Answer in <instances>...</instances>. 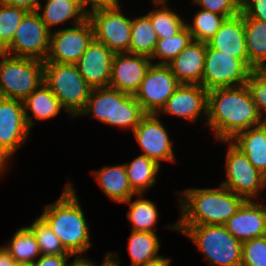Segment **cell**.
Returning <instances> with one entry per match:
<instances>
[{"mask_svg": "<svg viewBox=\"0 0 266 266\" xmlns=\"http://www.w3.org/2000/svg\"><path fill=\"white\" fill-rule=\"evenodd\" d=\"M8 159L5 157V155L0 151V177L3 174L4 170L8 168L9 165Z\"/></svg>", "mask_w": 266, "mask_h": 266, "instance_id": "c3c4849f", "label": "cell"}, {"mask_svg": "<svg viewBox=\"0 0 266 266\" xmlns=\"http://www.w3.org/2000/svg\"><path fill=\"white\" fill-rule=\"evenodd\" d=\"M77 1L80 7L88 15L95 10L114 7L118 5L121 0H77ZM88 5L90 6L89 8Z\"/></svg>", "mask_w": 266, "mask_h": 266, "instance_id": "60d3db41", "label": "cell"}, {"mask_svg": "<svg viewBox=\"0 0 266 266\" xmlns=\"http://www.w3.org/2000/svg\"><path fill=\"white\" fill-rule=\"evenodd\" d=\"M192 40V35L187 26L174 36L158 38L156 49L151 57L152 63L157 58L159 61L154 64L168 65Z\"/></svg>", "mask_w": 266, "mask_h": 266, "instance_id": "d6a6232c", "label": "cell"}, {"mask_svg": "<svg viewBox=\"0 0 266 266\" xmlns=\"http://www.w3.org/2000/svg\"><path fill=\"white\" fill-rule=\"evenodd\" d=\"M0 3L12 6L21 7L26 9L28 12H35L40 4L39 0H0Z\"/></svg>", "mask_w": 266, "mask_h": 266, "instance_id": "7bdbcfd3", "label": "cell"}, {"mask_svg": "<svg viewBox=\"0 0 266 266\" xmlns=\"http://www.w3.org/2000/svg\"><path fill=\"white\" fill-rule=\"evenodd\" d=\"M93 175L102 192L112 201L124 203L136 195L129 184L124 164L105 166L96 170Z\"/></svg>", "mask_w": 266, "mask_h": 266, "instance_id": "603a6c76", "label": "cell"}, {"mask_svg": "<svg viewBox=\"0 0 266 266\" xmlns=\"http://www.w3.org/2000/svg\"><path fill=\"white\" fill-rule=\"evenodd\" d=\"M207 44L213 49L242 60L249 67L242 12L234 17L226 18Z\"/></svg>", "mask_w": 266, "mask_h": 266, "instance_id": "ffe728a7", "label": "cell"}, {"mask_svg": "<svg viewBox=\"0 0 266 266\" xmlns=\"http://www.w3.org/2000/svg\"><path fill=\"white\" fill-rule=\"evenodd\" d=\"M206 43L192 40L168 66L180 84L202 85Z\"/></svg>", "mask_w": 266, "mask_h": 266, "instance_id": "44dd1931", "label": "cell"}, {"mask_svg": "<svg viewBox=\"0 0 266 266\" xmlns=\"http://www.w3.org/2000/svg\"><path fill=\"white\" fill-rule=\"evenodd\" d=\"M43 82L71 118L77 117L84 109L92 90V87L79 73L76 64L44 61Z\"/></svg>", "mask_w": 266, "mask_h": 266, "instance_id": "8992f818", "label": "cell"}, {"mask_svg": "<svg viewBox=\"0 0 266 266\" xmlns=\"http://www.w3.org/2000/svg\"><path fill=\"white\" fill-rule=\"evenodd\" d=\"M17 266H32V265L17 264Z\"/></svg>", "mask_w": 266, "mask_h": 266, "instance_id": "f907efd6", "label": "cell"}, {"mask_svg": "<svg viewBox=\"0 0 266 266\" xmlns=\"http://www.w3.org/2000/svg\"><path fill=\"white\" fill-rule=\"evenodd\" d=\"M208 92L202 85L180 84L168 98L158 116L163 112V114L183 117L192 122H196V119L204 116L206 121Z\"/></svg>", "mask_w": 266, "mask_h": 266, "instance_id": "e0dca14e", "label": "cell"}, {"mask_svg": "<svg viewBox=\"0 0 266 266\" xmlns=\"http://www.w3.org/2000/svg\"><path fill=\"white\" fill-rule=\"evenodd\" d=\"M28 227L36 237L41 255H71L65 250L60 239L40 216Z\"/></svg>", "mask_w": 266, "mask_h": 266, "instance_id": "e575fe53", "label": "cell"}, {"mask_svg": "<svg viewBox=\"0 0 266 266\" xmlns=\"http://www.w3.org/2000/svg\"><path fill=\"white\" fill-rule=\"evenodd\" d=\"M114 255V256H113ZM113 252H107L103 263L100 266H120L121 260L117 259V256ZM94 266H97L94 262Z\"/></svg>", "mask_w": 266, "mask_h": 266, "instance_id": "bcb514c9", "label": "cell"}, {"mask_svg": "<svg viewBox=\"0 0 266 266\" xmlns=\"http://www.w3.org/2000/svg\"><path fill=\"white\" fill-rule=\"evenodd\" d=\"M88 20L93 27L94 39L114 53H129L132 19L124 16L121 4L92 11Z\"/></svg>", "mask_w": 266, "mask_h": 266, "instance_id": "9c48e42d", "label": "cell"}, {"mask_svg": "<svg viewBox=\"0 0 266 266\" xmlns=\"http://www.w3.org/2000/svg\"><path fill=\"white\" fill-rule=\"evenodd\" d=\"M201 9L231 18L241 12V0H193Z\"/></svg>", "mask_w": 266, "mask_h": 266, "instance_id": "f35d334b", "label": "cell"}, {"mask_svg": "<svg viewBox=\"0 0 266 266\" xmlns=\"http://www.w3.org/2000/svg\"><path fill=\"white\" fill-rule=\"evenodd\" d=\"M158 37L149 17L145 14L132 20L129 53L152 57Z\"/></svg>", "mask_w": 266, "mask_h": 266, "instance_id": "4dcf8cb0", "label": "cell"}, {"mask_svg": "<svg viewBox=\"0 0 266 266\" xmlns=\"http://www.w3.org/2000/svg\"><path fill=\"white\" fill-rule=\"evenodd\" d=\"M143 154L159 165L160 161H175L173 143L158 114H146L133 131Z\"/></svg>", "mask_w": 266, "mask_h": 266, "instance_id": "9a60e30c", "label": "cell"}, {"mask_svg": "<svg viewBox=\"0 0 266 266\" xmlns=\"http://www.w3.org/2000/svg\"><path fill=\"white\" fill-rule=\"evenodd\" d=\"M128 240L127 249L131 259L130 266H140L160 257L158 254L160 241L156 232L131 230Z\"/></svg>", "mask_w": 266, "mask_h": 266, "instance_id": "83f0119b", "label": "cell"}, {"mask_svg": "<svg viewBox=\"0 0 266 266\" xmlns=\"http://www.w3.org/2000/svg\"><path fill=\"white\" fill-rule=\"evenodd\" d=\"M171 259L170 258H166L164 256H160L152 261H148L143 265L140 266H170L171 265Z\"/></svg>", "mask_w": 266, "mask_h": 266, "instance_id": "7dc6e473", "label": "cell"}, {"mask_svg": "<svg viewBox=\"0 0 266 266\" xmlns=\"http://www.w3.org/2000/svg\"><path fill=\"white\" fill-rule=\"evenodd\" d=\"M66 266H94V262L85 258L81 254H75L74 260H68Z\"/></svg>", "mask_w": 266, "mask_h": 266, "instance_id": "f6af8a7d", "label": "cell"}, {"mask_svg": "<svg viewBox=\"0 0 266 266\" xmlns=\"http://www.w3.org/2000/svg\"><path fill=\"white\" fill-rule=\"evenodd\" d=\"M13 238L3 246L17 264L32 265L41 252L32 230L24 226L15 231Z\"/></svg>", "mask_w": 266, "mask_h": 266, "instance_id": "f1b7e54d", "label": "cell"}, {"mask_svg": "<svg viewBox=\"0 0 266 266\" xmlns=\"http://www.w3.org/2000/svg\"><path fill=\"white\" fill-rule=\"evenodd\" d=\"M0 97L23 101L44 79V61L0 52Z\"/></svg>", "mask_w": 266, "mask_h": 266, "instance_id": "52a82bcc", "label": "cell"}, {"mask_svg": "<svg viewBox=\"0 0 266 266\" xmlns=\"http://www.w3.org/2000/svg\"><path fill=\"white\" fill-rule=\"evenodd\" d=\"M25 119L29 129L37 120H48L57 116L64 109L49 87L42 82L29 96L23 100ZM33 114L30 116L28 112Z\"/></svg>", "mask_w": 266, "mask_h": 266, "instance_id": "cb8c5ba5", "label": "cell"}, {"mask_svg": "<svg viewBox=\"0 0 266 266\" xmlns=\"http://www.w3.org/2000/svg\"><path fill=\"white\" fill-rule=\"evenodd\" d=\"M198 248L210 266H241L242 243L224 225H176Z\"/></svg>", "mask_w": 266, "mask_h": 266, "instance_id": "5b68a950", "label": "cell"}, {"mask_svg": "<svg viewBox=\"0 0 266 266\" xmlns=\"http://www.w3.org/2000/svg\"><path fill=\"white\" fill-rule=\"evenodd\" d=\"M0 266H17L15 259L3 246L0 247Z\"/></svg>", "mask_w": 266, "mask_h": 266, "instance_id": "ee69618b", "label": "cell"}, {"mask_svg": "<svg viewBox=\"0 0 266 266\" xmlns=\"http://www.w3.org/2000/svg\"><path fill=\"white\" fill-rule=\"evenodd\" d=\"M138 199L132 201V197L124 202L129 204L127 217L132 223V230L143 232H156L158 211L156 205L148 199H143L144 194H136ZM155 226V228H154Z\"/></svg>", "mask_w": 266, "mask_h": 266, "instance_id": "1f68e13d", "label": "cell"}, {"mask_svg": "<svg viewBox=\"0 0 266 266\" xmlns=\"http://www.w3.org/2000/svg\"><path fill=\"white\" fill-rule=\"evenodd\" d=\"M251 71L242 60L213 49L206 43L202 76V86L206 90L244 85Z\"/></svg>", "mask_w": 266, "mask_h": 266, "instance_id": "8fae6325", "label": "cell"}, {"mask_svg": "<svg viewBox=\"0 0 266 266\" xmlns=\"http://www.w3.org/2000/svg\"><path fill=\"white\" fill-rule=\"evenodd\" d=\"M243 18L249 68L266 69V21Z\"/></svg>", "mask_w": 266, "mask_h": 266, "instance_id": "484cf974", "label": "cell"}, {"mask_svg": "<svg viewBox=\"0 0 266 266\" xmlns=\"http://www.w3.org/2000/svg\"><path fill=\"white\" fill-rule=\"evenodd\" d=\"M264 187H266V176L264 178ZM266 206V204H264Z\"/></svg>", "mask_w": 266, "mask_h": 266, "instance_id": "681fc988", "label": "cell"}, {"mask_svg": "<svg viewBox=\"0 0 266 266\" xmlns=\"http://www.w3.org/2000/svg\"><path fill=\"white\" fill-rule=\"evenodd\" d=\"M71 256L74 255H41L32 266H66Z\"/></svg>", "mask_w": 266, "mask_h": 266, "instance_id": "b9f144b4", "label": "cell"}, {"mask_svg": "<svg viewBox=\"0 0 266 266\" xmlns=\"http://www.w3.org/2000/svg\"><path fill=\"white\" fill-rule=\"evenodd\" d=\"M226 17L208 10L200 9L192 23H186L193 40L207 43L220 29Z\"/></svg>", "mask_w": 266, "mask_h": 266, "instance_id": "836d02e7", "label": "cell"}, {"mask_svg": "<svg viewBox=\"0 0 266 266\" xmlns=\"http://www.w3.org/2000/svg\"><path fill=\"white\" fill-rule=\"evenodd\" d=\"M241 266H266V235L242 243Z\"/></svg>", "mask_w": 266, "mask_h": 266, "instance_id": "74e56055", "label": "cell"}, {"mask_svg": "<svg viewBox=\"0 0 266 266\" xmlns=\"http://www.w3.org/2000/svg\"><path fill=\"white\" fill-rule=\"evenodd\" d=\"M151 65L152 59L150 57L130 53H115L109 87L135 95Z\"/></svg>", "mask_w": 266, "mask_h": 266, "instance_id": "2e32d148", "label": "cell"}, {"mask_svg": "<svg viewBox=\"0 0 266 266\" xmlns=\"http://www.w3.org/2000/svg\"><path fill=\"white\" fill-rule=\"evenodd\" d=\"M228 143V151L225 161L226 181L223 185L236 195L243 197L245 200H253L264 190V178L248 160V157L237 148L230 140H222Z\"/></svg>", "mask_w": 266, "mask_h": 266, "instance_id": "ba28073f", "label": "cell"}, {"mask_svg": "<svg viewBox=\"0 0 266 266\" xmlns=\"http://www.w3.org/2000/svg\"><path fill=\"white\" fill-rule=\"evenodd\" d=\"M51 31L37 11L28 12L20 22L11 43L2 51L13 57L45 61L50 47Z\"/></svg>", "mask_w": 266, "mask_h": 266, "instance_id": "30bf717a", "label": "cell"}, {"mask_svg": "<svg viewBox=\"0 0 266 266\" xmlns=\"http://www.w3.org/2000/svg\"><path fill=\"white\" fill-rule=\"evenodd\" d=\"M94 38L88 18L74 27H64L50 34V47L45 61L76 64Z\"/></svg>", "mask_w": 266, "mask_h": 266, "instance_id": "4fadbf2b", "label": "cell"}, {"mask_svg": "<svg viewBox=\"0 0 266 266\" xmlns=\"http://www.w3.org/2000/svg\"><path fill=\"white\" fill-rule=\"evenodd\" d=\"M179 85L168 65L152 63L134 96L146 114H158Z\"/></svg>", "mask_w": 266, "mask_h": 266, "instance_id": "7c38bea8", "label": "cell"}, {"mask_svg": "<svg viewBox=\"0 0 266 266\" xmlns=\"http://www.w3.org/2000/svg\"><path fill=\"white\" fill-rule=\"evenodd\" d=\"M264 122L246 84L209 90L206 124L216 140H231L238 132Z\"/></svg>", "mask_w": 266, "mask_h": 266, "instance_id": "6da1fadb", "label": "cell"}, {"mask_svg": "<svg viewBox=\"0 0 266 266\" xmlns=\"http://www.w3.org/2000/svg\"><path fill=\"white\" fill-rule=\"evenodd\" d=\"M230 141L248 157L261 174L266 176V122L238 132Z\"/></svg>", "mask_w": 266, "mask_h": 266, "instance_id": "7402d4cb", "label": "cell"}, {"mask_svg": "<svg viewBox=\"0 0 266 266\" xmlns=\"http://www.w3.org/2000/svg\"><path fill=\"white\" fill-rule=\"evenodd\" d=\"M241 12L246 17L266 21V0H241Z\"/></svg>", "mask_w": 266, "mask_h": 266, "instance_id": "ab89813d", "label": "cell"}, {"mask_svg": "<svg viewBox=\"0 0 266 266\" xmlns=\"http://www.w3.org/2000/svg\"><path fill=\"white\" fill-rule=\"evenodd\" d=\"M132 190L136 194L144 193L156 184V175L160 165L153 159L138 155L131 162L124 164Z\"/></svg>", "mask_w": 266, "mask_h": 266, "instance_id": "4316f807", "label": "cell"}, {"mask_svg": "<svg viewBox=\"0 0 266 266\" xmlns=\"http://www.w3.org/2000/svg\"><path fill=\"white\" fill-rule=\"evenodd\" d=\"M224 226L241 243L264 236L266 235V206L252 200H245Z\"/></svg>", "mask_w": 266, "mask_h": 266, "instance_id": "d6986e66", "label": "cell"}, {"mask_svg": "<svg viewBox=\"0 0 266 266\" xmlns=\"http://www.w3.org/2000/svg\"><path fill=\"white\" fill-rule=\"evenodd\" d=\"M258 113L266 122V69H252L246 82Z\"/></svg>", "mask_w": 266, "mask_h": 266, "instance_id": "8d00e7d4", "label": "cell"}, {"mask_svg": "<svg viewBox=\"0 0 266 266\" xmlns=\"http://www.w3.org/2000/svg\"><path fill=\"white\" fill-rule=\"evenodd\" d=\"M92 115L102 123L132 132L146 115L132 94L110 88H92L84 109L77 117Z\"/></svg>", "mask_w": 266, "mask_h": 266, "instance_id": "277c9868", "label": "cell"}, {"mask_svg": "<svg viewBox=\"0 0 266 266\" xmlns=\"http://www.w3.org/2000/svg\"><path fill=\"white\" fill-rule=\"evenodd\" d=\"M155 9L150 10L146 15L149 17L158 38H167L180 32L185 22L176 12L167 6L168 0H151Z\"/></svg>", "mask_w": 266, "mask_h": 266, "instance_id": "f546056e", "label": "cell"}, {"mask_svg": "<svg viewBox=\"0 0 266 266\" xmlns=\"http://www.w3.org/2000/svg\"><path fill=\"white\" fill-rule=\"evenodd\" d=\"M178 197L181 215L177 222L167 225H224L245 199L223 185L218 188H187Z\"/></svg>", "mask_w": 266, "mask_h": 266, "instance_id": "7a4b0ae2", "label": "cell"}, {"mask_svg": "<svg viewBox=\"0 0 266 266\" xmlns=\"http://www.w3.org/2000/svg\"><path fill=\"white\" fill-rule=\"evenodd\" d=\"M70 182L53 204L44 206L40 217L60 239L65 250L71 254H84L91 246L90 229L84 211Z\"/></svg>", "mask_w": 266, "mask_h": 266, "instance_id": "3957f363", "label": "cell"}, {"mask_svg": "<svg viewBox=\"0 0 266 266\" xmlns=\"http://www.w3.org/2000/svg\"><path fill=\"white\" fill-rule=\"evenodd\" d=\"M30 134L23 101L0 97V151L9 160Z\"/></svg>", "mask_w": 266, "mask_h": 266, "instance_id": "5bb4252c", "label": "cell"}, {"mask_svg": "<svg viewBox=\"0 0 266 266\" xmlns=\"http://www.w3.org/2000/svg\"><path fill=\"white\" fill-rule=\"evenodd\" d=\"M114 55L112 50L94 38L89 43L76 65L92 88L109 87Z\"/></svg>", "mask_w": 266, "mask_h": 266, "instance_id": "ac0fdd59", "label": "cell"}, {"mask_svg": "<svg viewBox=\"0 0 266 266\" xmlns=\"http://www.w3.org/2000/svg\"><path fill=\"white\" fill-rule=\"evenodd\" d=\"M28 11L0 3V52L12 41L15 32Z\"/></svg>", "mask_w": 266, "mask_h": 266, "instance_id": "d590c367", "label": "cell"}, {"mask_svg": "<svg viewBox=\"0 0 266 266\" xmlns=\"http://www.w3.org/2000/svg\"><path fill=\"white\" fill-rule=\"evenodd\" d=\"M41 9L43 10L42 13L40 12ZM37 12L51 32H53L51 27L64 24L71 19L73 20L70 23L74 26L88 18L77 0H47L44 6L39 4Z\"/></svg>", "mask_w": 266, "mask_h": 266, "instance_id": "d4e9b609", "label": "cell"}]
</instances>
